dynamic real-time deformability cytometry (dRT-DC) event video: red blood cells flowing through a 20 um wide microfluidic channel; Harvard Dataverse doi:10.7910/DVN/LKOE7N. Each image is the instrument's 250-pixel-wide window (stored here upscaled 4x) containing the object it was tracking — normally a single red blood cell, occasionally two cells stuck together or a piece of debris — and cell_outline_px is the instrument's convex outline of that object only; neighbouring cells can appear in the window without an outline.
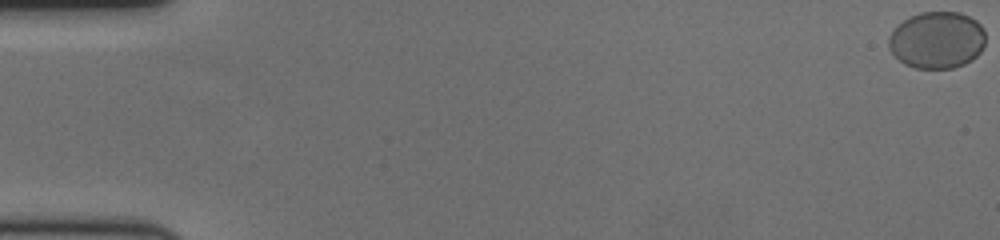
{"species": "human", "species_latin": "Homo sapiens", "temperature_condition": "cold", "stored_images_in_passage": 63, "camera_frame_rate_fps": 3000, "um_per_image_px": 0.085, "donor": {"sex": "female"}, "frame": {"image": 1, "passage_image": 1, "time_ms": 0.0, "image_size_px": [1000, 240], "cell_outline_px": [[984, 44], [980, 52], [972, 60], [964, 64], [952, 68], [912, 68], [904, 64], [888, 48], [888, 36], [896, 24], [908, 16], [920, 12], [960, 12], [976, 20], [984, 28]], "centroid_in_image_um": [79.61, 3.39], "position_along_channel_um": 5.4, "area_um2": 32.48}}
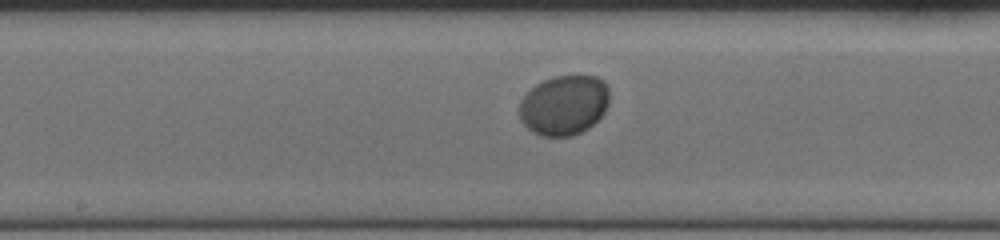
{"frame": {"image": 2, "passage_image": 34, "time_ms": 11.0, "image_size_px": [1000, 240], "cell_outline_px": [[608, 104], [604, 112], [588, 128], [572, 136], [540, 136], [532, 132], [520, 120], [520, 100], [536, 84], [544, 80], [556, 76], [596, 76], [604, 80], [608, 84]], "centroid_in_image_um": [47.94, 8.93], "position_along_channel_um": 200.3, "area_um2": 31.39}}
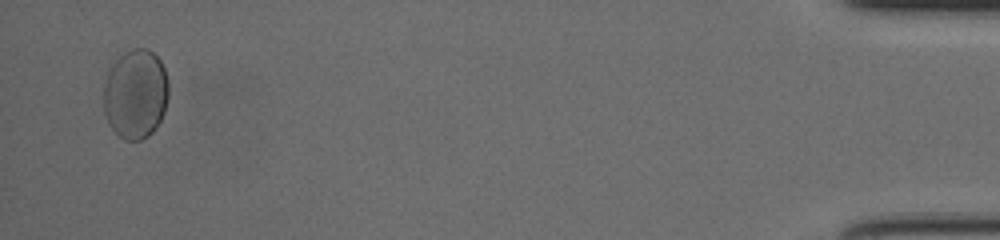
{"frame": {"image": 3, "passage_image": 61, "time_ms": 20.0, "image_size_px": [1000, 240], "cell_outline_px": [[168, 96], [164, 112], [156, 128], [148, 136], [140, 140], [124, 140], [108, 124], [104, 112], [104, 80], [112, 64], [124, 52], [132, 48], [148, 48], [160, 60], [164, 68], [168, 80]], "centroid_in_image_um": [11.52, 7.98], "position_along_channel_um": 423.7, "area_um2": 34.1}, "authors_computed_cell_mechanics": {"area_um2": 32.2524, "velocity_mm_per_s": 3.4236, "shape_relaxation_time_tau1_ms": 4.0955, "shape_relaxation_time_tau2_ms": 11.2699, "deformation_change_tau1": 0.0448, "deformation_change_tau2": 0.0167}}